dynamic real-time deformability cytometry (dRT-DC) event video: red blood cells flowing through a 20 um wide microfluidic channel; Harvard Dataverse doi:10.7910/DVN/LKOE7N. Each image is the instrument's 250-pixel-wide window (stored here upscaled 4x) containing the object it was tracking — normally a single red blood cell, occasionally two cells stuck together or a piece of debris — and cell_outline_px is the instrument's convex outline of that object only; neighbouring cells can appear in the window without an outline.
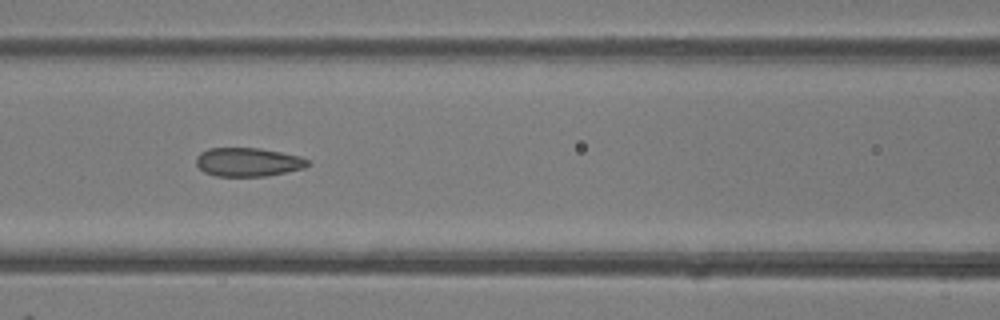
{"species": "common noctule bat (a hibernating species)", "species_latin": "Nyctalus noctula", "temperature_condition": "room temperature", "stored_images_in_passage": 37, "camera_frame_rate_fps": 3000, "um_per_image_px": 0.085, "animal": {"sex": "female"}, "frame": {"image": 1, "passage_image": 9, "time_ms": 2.667, "image_size_px": [1000, 320], "cell_outline_px": [[312, 164], [304, 168], [268, 176], [216, 176], [204, 172], [196, 164], [196, 156], [200, 152], [208, 148], [260, 148], [300, 156], [308, 160]], "centroid_in_image_um": [21.09, 13.77], "position_along_channel_um": 145.5, "area_um2": 18.79}}
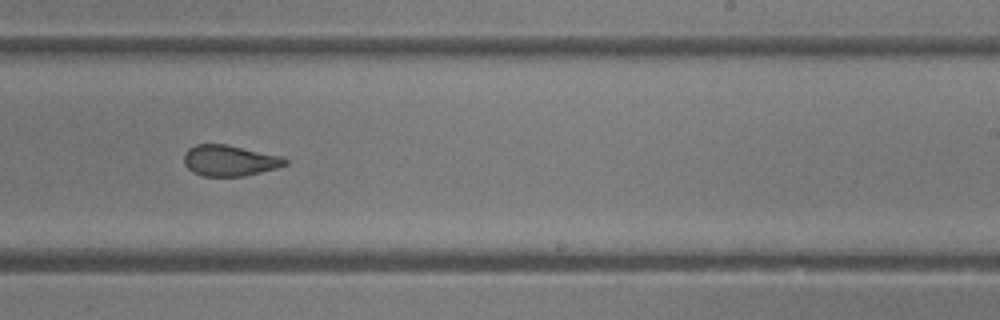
{"frame": {"image": 2, "passage_image": 18, "time_ms": 5.667, "image_size_px": [1000, 320], "cell_outline_px": [[288, 164], [276, 168], [244, 176], [200, 176], [192, 172], [184, 164], [184, 152], [188, 148], [196, 144], [228, 144], [284, 156], [288, 160]], "centroid_in_image_um": [19.52, 13.64], "position_along_channel_um": 269.5, "area_um2": 18.55}}
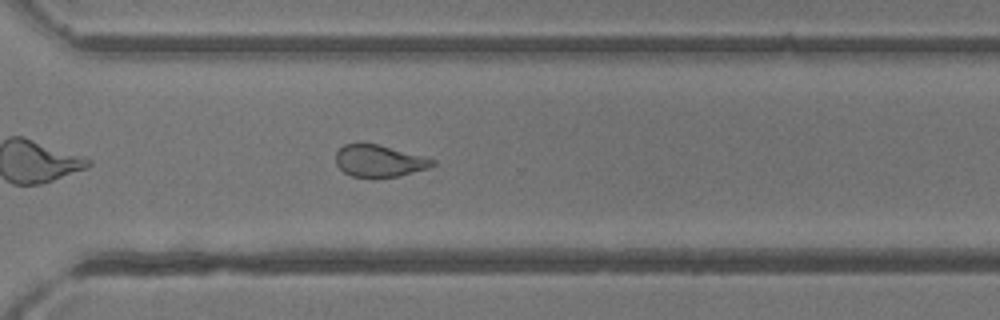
{"frame": {"image": 3, "passage_image": 23, "time_ms": 7.333, "image_size_px": [1000, 320], "cell_outline_px": [[436, 164], [428, 168], [400, 176], [376, 180], [372, 180], [352, 176], [344, 172], [336, 164], [336, 152], [344, 144], [376, 144], [424, 156], [436, 160]], "centroid_in_image_um": [32.24, 13.73], "position_along_channel_um": 338.4, "area_um2": 18.38}, "authors_computed_cell_mechanics": {"area_um2": 19.363, "velocity_mm_per_s": 4.1468, "shape_relaxation_time_tau1_ms": null, "shape_relaxation_time_tau2_ms": 1.39, "deformation_change_tau1": null, "deformation_change_tau2": 0.0894}}